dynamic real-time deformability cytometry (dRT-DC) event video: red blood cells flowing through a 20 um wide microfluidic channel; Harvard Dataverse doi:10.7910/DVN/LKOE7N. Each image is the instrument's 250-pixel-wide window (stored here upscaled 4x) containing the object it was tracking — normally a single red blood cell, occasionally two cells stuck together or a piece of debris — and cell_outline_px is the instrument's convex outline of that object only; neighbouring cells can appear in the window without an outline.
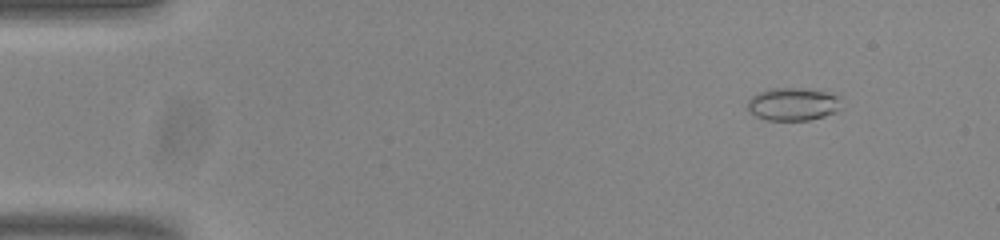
{"species": "common noctule bat (a hibernating species)", "species_latin": "Nyctalus noctula", "temperature_condition": "room temperature", "stored_images_in_passage": 54, "camera_frame_rate_fps": 3000, "um_per_image_px": 0.085, "animal": {"sex": "male", "body_mass_g": 20.0, "forearm_length_mm": 53.3}, "frame": {"image": 1, "passage_image": 6, "time_ms": 1.667, "image_size_px": [1000, 240], "cell_outline_px": [[840, 108], [836, 112], [824, 116], [808, 120], [764, 120], [748, 112], [748, 100], [752, 96], [768, 88], [796, 88], [824, 92], [836, 96]], "centroid_in_image_um": [67.32, 8.87], "position_along_channel_um": 17.7, "area_um2": 17.69}}
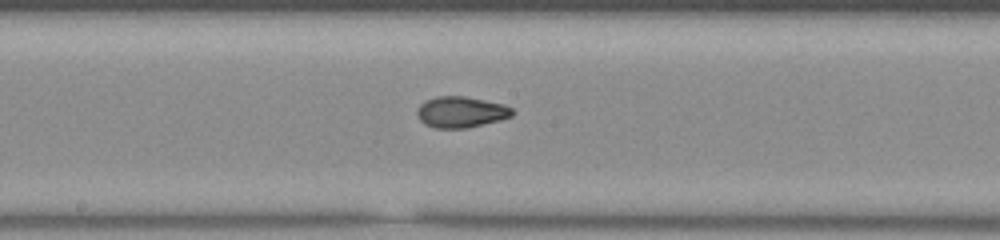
{"frame": {"image": 2, "passage_image": 29, "time_ms": 9.333, "image_size_px": [1000, 240], "cell_outline_px": [[512, 116], [500, 120], [468, 128], [436, 128], [424, 124], [420, 120], [416, 112], [420, 104], [424, 100], [436, 96], [464, 96], [504, 104], [512, 108]], "centroid_in_image_um": [39.16, 9.52], "position_along_channel_um": 209.0, "area_um2": 17.28}}
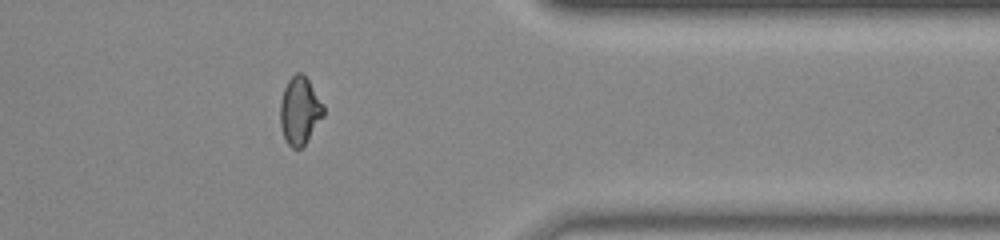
{"frame": {"image": 3, "passage_image": 44, "time_ms": 14.333, "image_size_px": [1000, 240], "cell_outline_px": [[324, 116], [304, 144], [300, 148], [292, 148], [288, 144], [284, 136], [280, 124], [280, 100], [284, 88], [288, 80], [296, 72], [304, 72], [324, 104]], "centroid_in_image_um": [25.49, 9.36], "position_along_channel_um": 385.9, "area_um2": 17.17}, "authors_computed_cell_mechanics": {"area_um2": 17.1666, "velocity_mm_per_s": 3.8344, "shape_relaxation_time_tau1_ms": null, "shape_relaxation_time_tau2_ms": 1.5979, "deformation_change_tau1": null, "deformation_change_tau2": 0.0671}}